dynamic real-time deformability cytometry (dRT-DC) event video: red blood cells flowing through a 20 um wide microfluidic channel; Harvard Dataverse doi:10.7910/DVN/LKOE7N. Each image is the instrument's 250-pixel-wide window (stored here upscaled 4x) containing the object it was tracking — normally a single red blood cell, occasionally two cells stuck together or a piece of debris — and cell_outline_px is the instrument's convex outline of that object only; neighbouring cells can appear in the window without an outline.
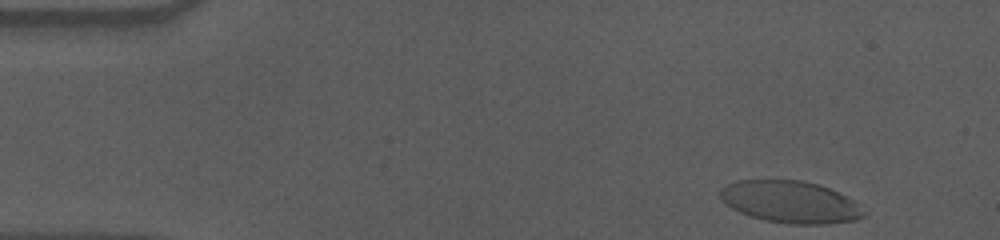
{"species": "human", "species_latin": "Homo sapiens", "temperature_condition": "cold", "stored_images_in_passage": 43, "camera_frame_rate_fps": 3000, "um_per_image_px": 0.085, "donor": {"sex": "male"}, "frame": {"image": 1, "passage_image": 1, "time_ms": 0.0, "image_size_px": [1000, 240], "cell_outline_px": [[868, 212], [864, 216], [856, 220], [828, 224], [788, 224], [764, 220], [748, 216], [732, 208], [720, 196], [720, 188], [736, 180], [800, 180], [816, 184], [828, 188], [852, 200]], "centroid_in_image_um": [67.18, 17.18], "position_along_channel_um": 17.8, "area_um2": 35.03}}
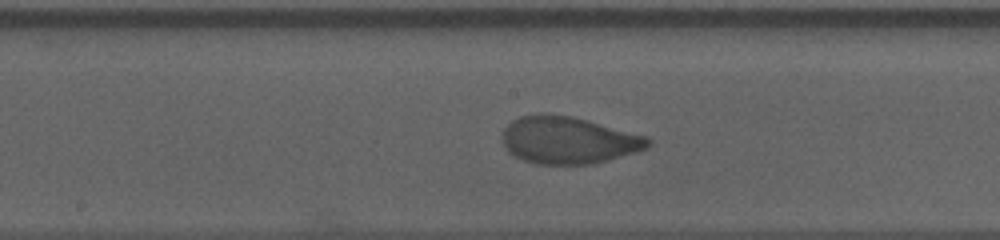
{"frame": {"image": 2, "passage_image": 25, "time_ms": 8.0, "image_size_px": [1000, 240], "cell_outline_px": [[652, 144], [648, 148], [636, 152], [608, 160], [592, 164], [536, 164], [524, 160], [508, 152], [504, 144], [504, 128], [512, 120], [520, 116], [540, 112], [552, 112], [572, 116], [588, 120], [648, 136], [652, 140]], "centroid_in_image_um": [48.34, 11.89], "position_along_channel_um": 199.9, "area_um2": 40.46}}
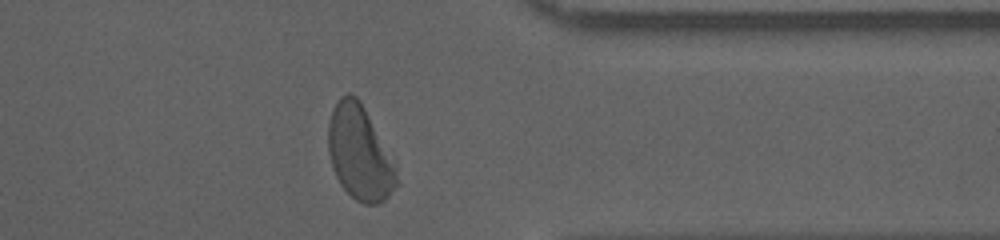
{"frame": {"image": 3, "passage_image": 41, "time_ms": 13.333, "image_size_px": [1000, 240], "cell_outline_px": [[400, 184], [384, 200], [376, 204], [364, 204], [356, 200], [340, 184], [332, 168], [328, 152], [328, 124], [332, 108], [340, 96], [348, 92], [352, 92], [360, 100], [396, 160]], "centroid_in_image_um": [30.61, 12.98], "position_along_channel_um": 380.8, "area_um2": 38.55}, "authors_computed_cell_mechanics": {"area_um2": 39.5352, "velocity_mm_per_s": 3.556, "shape_relaxation_time_tau1_ms": 4.1686, "shape_relaxation_time_tau2_ms": null, "deformation_change_tau1": 0.1837, "deformation_change_tau2": null}}